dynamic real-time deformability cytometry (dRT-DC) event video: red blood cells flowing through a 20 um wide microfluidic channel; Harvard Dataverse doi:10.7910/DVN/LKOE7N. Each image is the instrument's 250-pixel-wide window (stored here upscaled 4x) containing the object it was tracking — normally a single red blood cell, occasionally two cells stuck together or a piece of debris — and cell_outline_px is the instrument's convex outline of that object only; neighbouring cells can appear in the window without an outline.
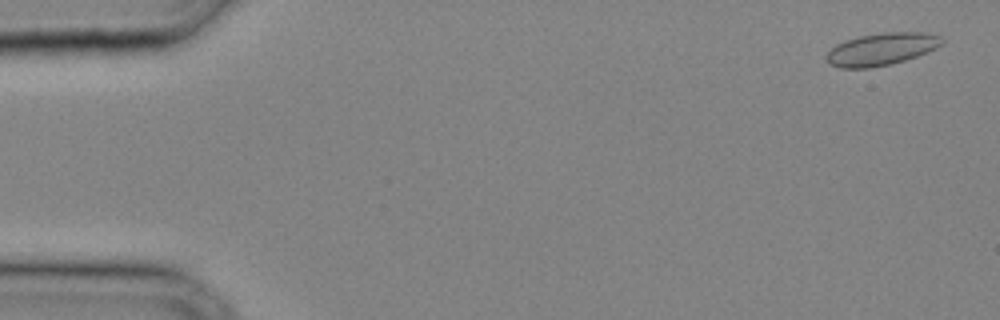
{"species": "common noctule bat (a hibernating species)", "species_latin": "Nyctalus noctula", "temperature_condition": "cold", "stored_images_in_passage": 31, "camera_frame_rate_fps": 3000, "um_per_image_px": 0.085, "animal": {"sex": "male", "body_mass_g": 20.4}, "frame": {"image": 1, "passage_image": 2, "time_ms": 0.333, "image_size_px": [1000, 320], "cell_outline_px": [[944, 44], [936, 48], [916, 56], [892, 64], [872, 68], [840, 68], [828, 64], [824, 56], [836, 44], [844, 40], [860, 36], [884, 32], [924, 32], [940, 36], [944, 40]], "centroid_in_image_um": [74.9, 4.18], "position_along_channel_um": 10.1, "area_um2": 21.96}}
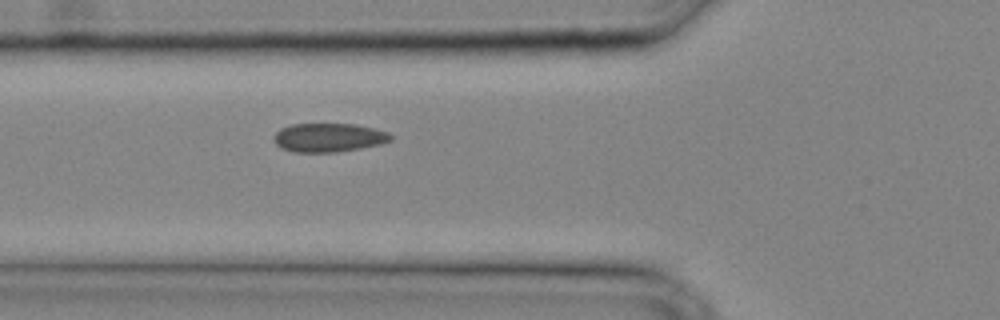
{"frame": {"image": 2, "passage_image": 13, "time_ms": 4.0, "image_size_px": [1000, 320], "cell_outline_px": [[392, 140], [380, 144], [360, 148], [336, 152], [296, 152], [284, 148], [276, 144], [276, 132], [280, 128], [292, 124], [352, 124], [376, 128], [388, 132], [392, 136]], "centroid_in_image_um": [27.99, 11.68], "position_along_channel_um": 97.8, "area_um2": 19.36}}
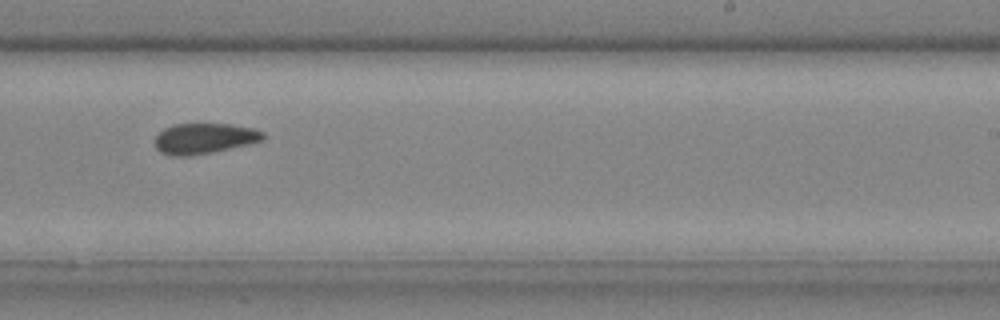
{"frame": {"image": 3, "passage_image": 22, "time_ms": 7.0, "image_size_px": [1000, 320], "cell_outline_px": [[264, 140], [248, 144], [212, 152], [192, 156], [172, 156], [160, 152], [156, 148], [156, 136], [164, 128], [172, 124], [232, 124], [252, 128], [264, 132]], "centroid_in_image_um": [17.36, 11.77], "position_along_channel_um": 271.6, "area_um2": 19.25}}